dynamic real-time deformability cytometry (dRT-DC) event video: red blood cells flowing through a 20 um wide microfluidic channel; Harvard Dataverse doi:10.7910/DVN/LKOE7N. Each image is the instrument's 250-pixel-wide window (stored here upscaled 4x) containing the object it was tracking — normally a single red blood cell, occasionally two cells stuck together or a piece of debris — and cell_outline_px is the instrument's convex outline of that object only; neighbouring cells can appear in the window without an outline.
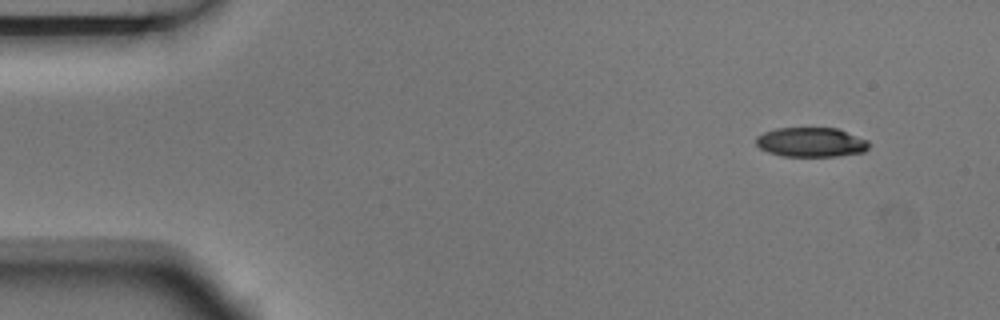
{"species": "Egyptian fruit bat (a non-hibernating species)", "species_latin": "Rousettus aegyptiacus", "temperature_condition": "room temperature", "stored_images_in_passage": 4, "camera_frame_rate_fps": 3000, "um_per_image_px": 0.085, "animal": {"sex": "male"}, "frame": {"image": 1, "passage_image": 1, "time_ms": 0.0, "image_size_px": [1000, 320], "cell_outline_px": [[868, 148], [864, 152], [836, 156], [780, 156], [768, 152], [760, 148], [756, 144], [756, 136], [764, 132], [776, 128], [836, 128], [868, 140]], "centroid_in_image_um": [68.91, 12.09], "position_along_channel_um": 16.1, "area_um2": 19.36}}
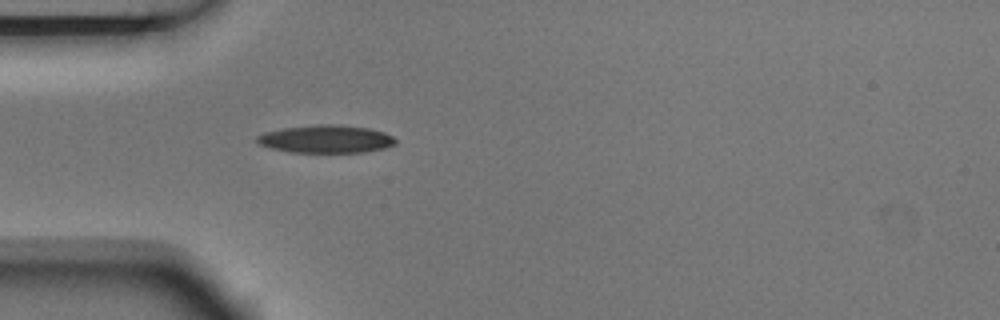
{"frame": {"image": 2, "passage_image": 4, "time_ms": 1.0, "image_size_px": [1000, 320], "cell_outline_px": [[396, 144], [384, 148], [364, 152], [288, 152], [268, 148], [260, 144], [256, 140], [256, 136], [264, 132], [284, 128], [316, 124], [340, 124], [368, 128], [384, 132], [392, 136], [396, 140]], "centroid_in_image_um": [27.69, 11.81], "position_along_channel_um": 57.3, "area_um2": 22.6}}